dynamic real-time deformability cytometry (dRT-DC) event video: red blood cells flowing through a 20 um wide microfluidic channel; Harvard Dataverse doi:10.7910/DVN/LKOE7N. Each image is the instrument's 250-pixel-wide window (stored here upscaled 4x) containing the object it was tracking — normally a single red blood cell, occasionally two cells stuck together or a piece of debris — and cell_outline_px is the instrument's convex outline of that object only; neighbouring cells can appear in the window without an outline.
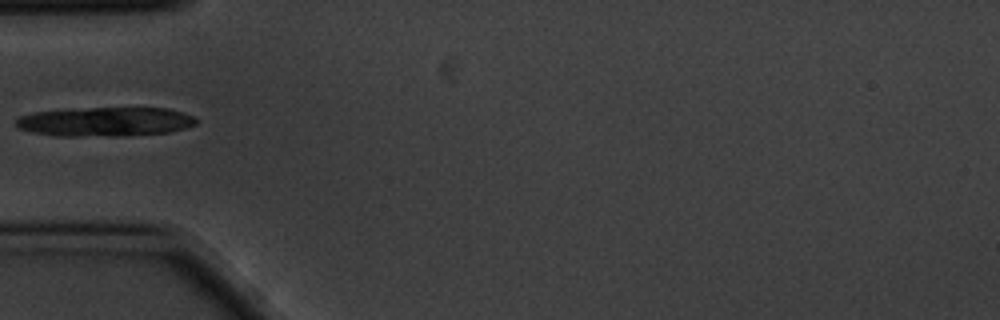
{"species": "common noctule bat (a hibernating species)", "species_latin": "Nyctalus noctula", "temperature_condition": "cold", "stored_images_in_passage": 5, "camera_frame_rate_fps": 3000, "um_per_image_px": 0.085, "animal": {"sex": "male", "body_mass_g": 20.1, "forearm_length_mm": 53.5}, "frame": {"image": 1, "passage_image": 5, "time_ms": 1.333, "image_size_px": [1000, 320], "cell_outline_px": [[196, 124], [184, 128], [168, 132], [124, 136], [56, 136], [32, 132], [20, 128], [16, 124], [16, 120], [20, 116], [36, 112], [64, 108], [168, 108], [192, 116], [196, 120]], "centroid_in_image_um": [8.91, 10.34], "position_along_channel_um": 76.1, "area_um2": 30.69}}